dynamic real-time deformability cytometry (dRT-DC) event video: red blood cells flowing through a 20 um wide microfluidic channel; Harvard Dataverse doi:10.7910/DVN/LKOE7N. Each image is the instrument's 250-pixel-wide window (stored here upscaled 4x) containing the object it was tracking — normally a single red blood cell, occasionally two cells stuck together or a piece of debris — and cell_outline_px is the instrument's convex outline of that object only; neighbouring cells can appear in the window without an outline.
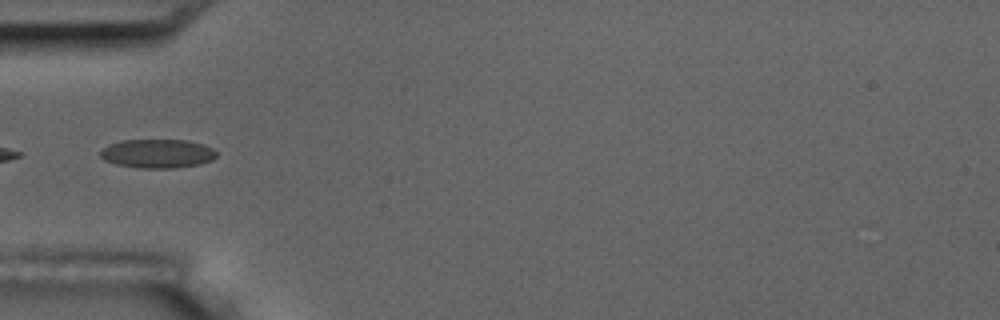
{"species": "common noctule bat (a hibernating species)", "species_latin": "Nyctalus noctula", "temperature_condition": "room temperature", "stored_images_in_passage": 4, "camera_frame_rate_fps": 3000, "um_per_image_px": 0.085, "animal": {"sex": "male", "body_mass_g": 17.5, "forearm_length_mm": 52.3}, "frame": {"image": 1, "passage_image": 4, "time_ms": 4.333, "image_size_px": [1000, 320], "cell_outline_px": [[216, 156], [212, 160], [200, 164], [172, 168], [140, 168], [116, 164], [104, 160], [100, 156], [100, 148], [108, 144], [120, 140], [188, 140], [204, 144], [212, 148], [216, 152]], "centroid_in_image_um": [13.35, 13.04], "position_along_channel_um": 71.6, "area_um2": 19.71}}